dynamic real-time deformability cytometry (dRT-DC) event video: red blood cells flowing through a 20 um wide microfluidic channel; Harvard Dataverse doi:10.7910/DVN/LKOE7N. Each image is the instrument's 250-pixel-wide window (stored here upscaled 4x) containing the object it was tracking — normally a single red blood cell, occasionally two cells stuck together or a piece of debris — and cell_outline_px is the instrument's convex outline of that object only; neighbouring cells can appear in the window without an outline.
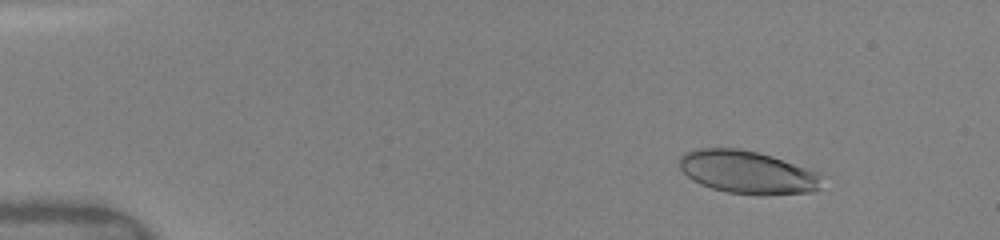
{"species": "human", "species_latin": "Homo sapiens", "temperature_condition": "warm", "stored_images_in_passage": 37, "camera_frame_rate_fps": 3000, "um_per_image_px": 0.085, "donor": {"sex": "female"}, "frame": {"image": 1, "passage_image": 6, "time_ms": 2.0, "image_size_px": [1000, 240], "cell_outline_px": [[820, 188], [812, 192], [764, 196], [760, 196], [728, 192], [712, 188], [700, 184], [692, 180], [680, 168], [680, 156], [684, 152], [696, 148], [740, 148], [772, 156], [820, 172]], "centroid_in_image_um": [63.54, 14.64], "position_along_channel_um": 21.5, "area_um2": 35.95}}
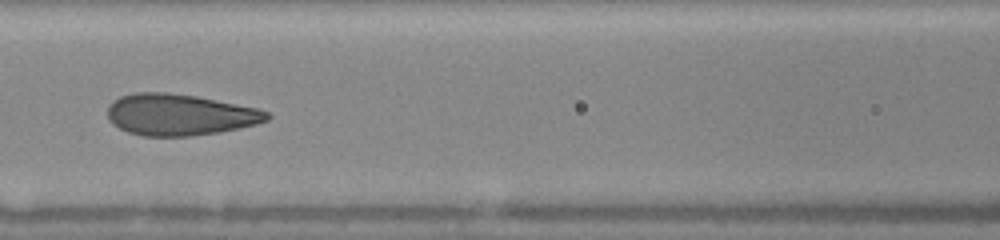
{"frame": {"image": 2, "passage_image": 16, "time_ms": 7.667, "image_size_px": [1000, 240], "cell_outline_px": [[272, 116], [268, 120], [256, 124], [240, 128], [220, 132], [192, 136], [144, 136], [128, 132], [112, 124], [108, 120], [108, 104], [112, 100], [120, 96], [136, 92], [164, 92], [196, 96], [260, 108], [268, 112]], "centroid_in_image_um": [15.28, 9.75], "position_along_channel_um": 151.3, "area_um2": 38.78}}
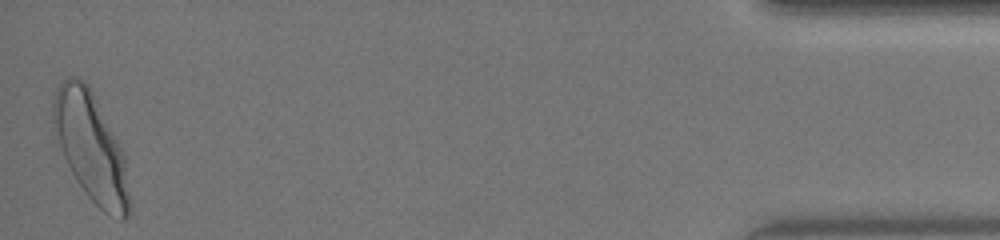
{"frame": {"image": 3, "passage_image": 37, "time_ms": 16.333, "image_size_px": [1000, 240], "cell_outline_px": [[128, 216], [124, 220], [120, 220], [104, 212], [88, 196], [76, 180], [64, 156], [52, 128], [52, 100], [56, 88], [68, 76], [76, 76], [84, 80], [88, 84], [124, 156], [128, 192]], "centroid_in_image_um": [7.67, 12.46], "position_along_channel_um": 427.5, "area_um2": 47.05}, "authors_computed_cell_mechanics": {"area_um2": 38.0324, "velocity_mm_per_s": 4.0832, "shape_relaxation_time_tau1_ms": 2.7757, "shape_relaxation_time_tau2_ms": null, "deformation_change_tau1": 0.1238, "deformation_change_tau2": null}}